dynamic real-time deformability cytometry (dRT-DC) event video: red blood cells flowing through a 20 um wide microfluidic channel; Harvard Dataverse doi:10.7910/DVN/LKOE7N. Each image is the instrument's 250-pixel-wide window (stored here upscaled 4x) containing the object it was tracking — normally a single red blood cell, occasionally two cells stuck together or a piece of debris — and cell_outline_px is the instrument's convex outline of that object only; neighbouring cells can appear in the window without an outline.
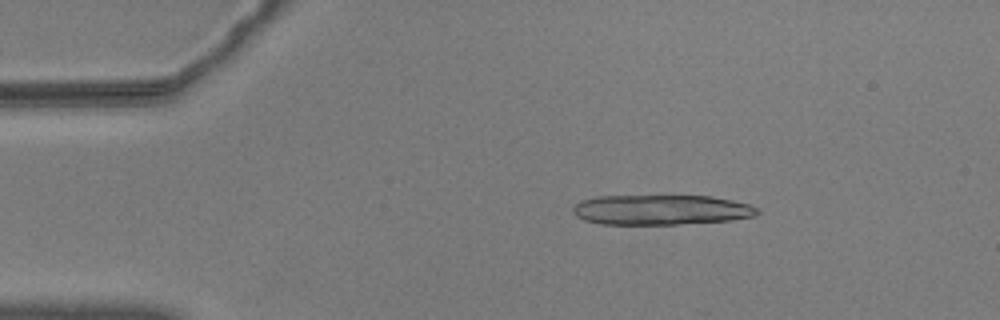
{"species": "common noctule bat (a hibernating species)", "species_latin": "Nyctalus noctula", "temperature_condition": "warm", "stored_images_in_passage": 45, "camera_frame_rate_fps": 3000, "um_per_image_px": 0.085, "animal": {"sex": "male", "body_mass_g": 20.5, "forearm_length_mm": 52.5}, "frame": {"image": 1, "passage_image": 2, "time_ms": 0.333, "image_size_px": [1000, 320], "cell_outline_px": [[760, 212], [756, 216], [732, 220], [676, 224], [600, 224], [584, 220], [576, 216], [572, 212], [572, 208], [580, 200], [596, 196], [712, 196], [752, 204], [760, 208]], "centroid_in_image_um": [56.22, 17.83], "position_along_channel_um": 28.8, "area_um2": 32.6}}
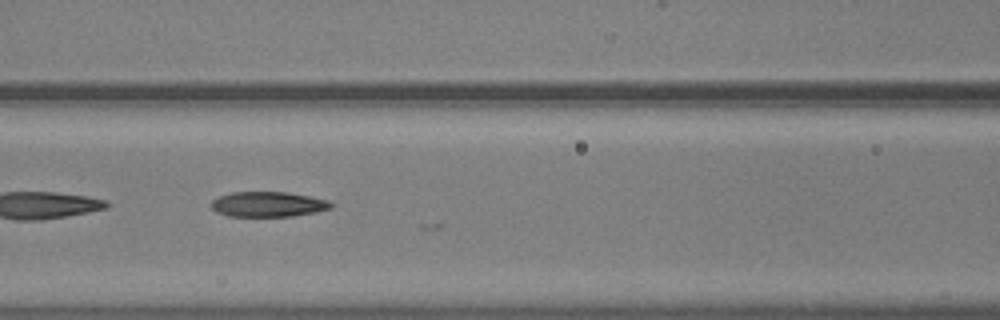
{"frame": {"image": 2, "passage_image": 17, "time_ms": 5.333, "image_size_px": [1000, 320], "cell_outline_px": [[336, 204], [332, 208], [316, 212], [292, 216], [228, 216], [216, 212], [212, 208], [212, 200], [220, 196], [232, 192], [288, 192], [328, 200]], "centroid_in_image_um": [22.82, 17.36], "position_along_channel_um": 143.8, "area_um2": 17.57}}
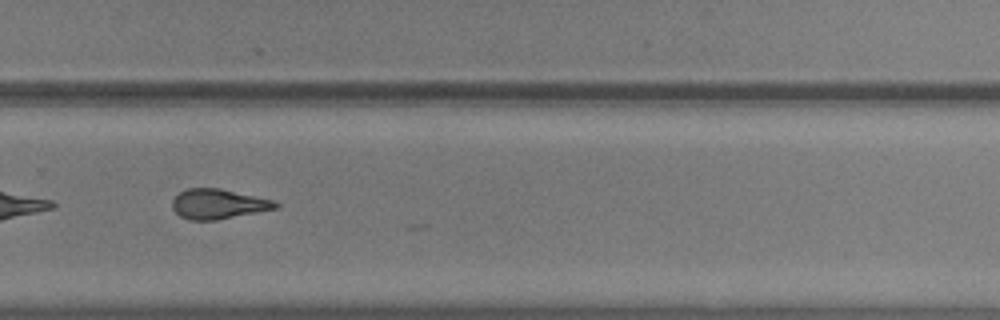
{"frame": {"image": 3, "passage_image": 31, "time_ms": 10.0, "image_size_px": [1000, 320], "cell_outline_px": [[280, 208], [216, 220], [188, 220], [180, 216], [172, 208], [172, 200], [180, 192], [188, 188], [220, 188], [272, 200], [280, 204]], "centroid_in_image_um": [18.55, 17.34], "position_along_channel_um": 311.2, "area_um2": 17.98}, "authors_computed_cell_mechanics": {"area_um2": 18.5538, "velocity_mm_per_s": 3.6074, "shape_relaxation_time_tau1_ms": 6.7973, "shape_relaxation_time_tau2_ms": 5.7702, "deformation_change_tau1": 0.2025, "deformation_change_tau2": 0.1717}}